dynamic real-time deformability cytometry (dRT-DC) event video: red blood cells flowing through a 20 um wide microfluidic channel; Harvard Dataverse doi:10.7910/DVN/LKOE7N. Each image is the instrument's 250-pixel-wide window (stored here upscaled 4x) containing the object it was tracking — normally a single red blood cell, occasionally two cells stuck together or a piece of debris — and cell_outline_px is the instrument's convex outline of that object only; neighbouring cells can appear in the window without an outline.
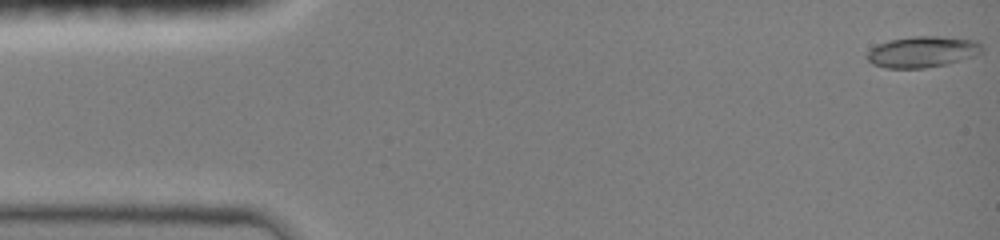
{"species": "common noctule bat (a hibernating species)", "species_latin": "Nyctalus noctula", "temperature_condition": "room temperature", "stored_images_in_passage": 36, "camera_frame_rate_fps": 3000, "um_per_image_px": 0.085, "animal": {"sex": "female", "body_mass_g": 19.0, "forearm_length_mm": 51.5}, "frame": {"image": 1, "passage_image": 1, "time_ms": 0.0, "image_size_px": [1000, 240], "cell_outline_px": [[984, 48], [980, 52], [960, 60], [948, 64], [924, 68], [884, 68], [872, 64], [868, 60], [868, 52], [872, 48], [880, 44], [892, 40], [916, 36], [936, 36], [976, 40]], "centroid_in_image_um": [78.41, 4.41], "position_along_channel_um": 6.6, "area_um2": 20.46}}
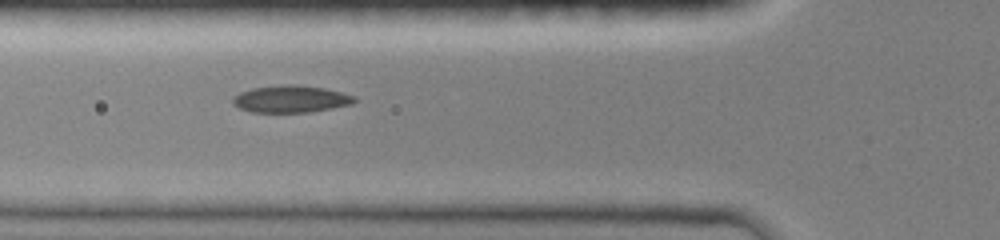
{"frame": {"image": 2, "passage_image": 26, "time_ms": 5.333, "image_size_px": [1000, 240], "cell_outline_px": [[356, 100], [352, 104], [332, 108], [308, 112], [252, 112], [240, 108], [232, 104], [232, 96], [240, 92], [252, 88], [288, 84], [296, 84], [324, 88], [356, 96]], "centroid_in_image_um": [24.7, 8.41], "position_along_channel_um": 101.1, "area_um2": 19.19}}
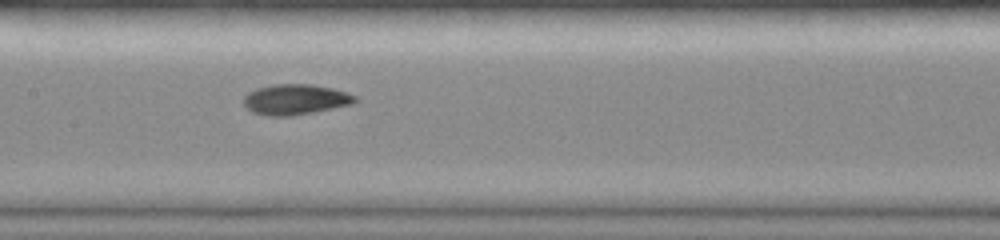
{"frame": {"image": 3, "passage_image": 35, "time_ms": 7.333, "image_size_px": [1000, 240], "cell_outline_px": [[356, 100], [352, 104], [292, 116], [268, 116], [252, 112], [244, 104], [244, 96], [248, 92], [256, 88], [272, 84], [312, 84], [332, 88], [348, 92], [356, 96]], "centroid_in_image_um": [25.09, 8.44], "position_along_channel_um": 182.3, "area_um2": 19.77}}